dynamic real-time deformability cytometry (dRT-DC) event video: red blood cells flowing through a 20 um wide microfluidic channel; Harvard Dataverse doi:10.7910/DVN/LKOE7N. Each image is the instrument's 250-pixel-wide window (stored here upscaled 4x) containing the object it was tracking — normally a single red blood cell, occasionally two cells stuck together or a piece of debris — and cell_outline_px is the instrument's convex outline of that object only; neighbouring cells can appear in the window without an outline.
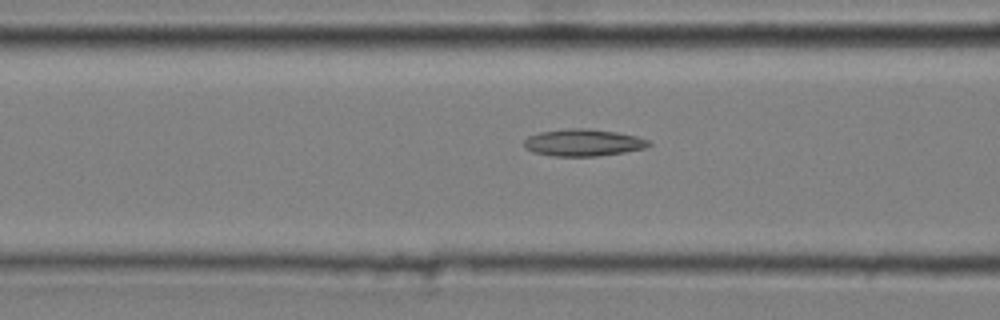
{"species": "common noctule bat (a hibernating species)", "species_latin": "Nyctalus noctula", "temperature_condition": "cold", "stored_images_in_passage": 18, "camera_frame_rate_fps": 3000, "um_per_image_px": 0.085, "animal": {"sex": "male", "body_mass_g": 20.4}, "frame": {"image": 1, "passage_image": 16, "time_ms": 5.0, "image_size_px": [1000, 320], "cell_outline_px": [[652, 144], [644, 148], [624, 152], [596, 156], [552, 156], [532, 152], [524, 148], [524, 140], [528, 136], [540, 132], [568, 128], [588, 128], [616, 132], [636, 136], [648, 140]], "centroid_in_image_um": [49.53, 12.12], "position_along_channel_um": 117.1, "area_um2": 19.65}}